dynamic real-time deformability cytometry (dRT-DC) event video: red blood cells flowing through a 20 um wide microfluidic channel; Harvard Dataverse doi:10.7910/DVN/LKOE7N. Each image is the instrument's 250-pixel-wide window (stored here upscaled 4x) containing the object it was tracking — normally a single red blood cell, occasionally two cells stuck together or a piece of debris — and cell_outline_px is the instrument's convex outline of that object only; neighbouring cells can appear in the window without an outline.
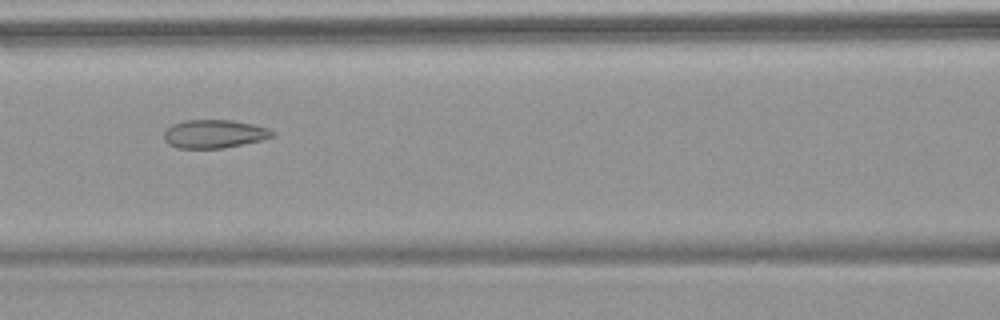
{"species": "common noctule bat (a hibernating species)", "species_latin": "Nyctalus noctula", "temperature_condition": "warm", "stored_images_in_passage": 7, "camera_frame_rate_fps": 3000, "um_per_image_px": 0.085, "animal": {"sex": "female", "body_mass_g": 18.4}, "frame": {"image": 1, "passage_image": 7, "time_ms": 7.667, "image_size_px": [1000, 320], "cell_outline_px": [[276, 136], [260, 140], [224, 148], [176, 148], [168, 144], [164, 140], [164, 132], [172, 124], [184, 120], [232, 120], [252, 124], [268, 128], [276, 132]], "centroid_in_image_um": [18.21, 11.38], "position_along_channel_um": 148.4, "area_um2": 17.98}}